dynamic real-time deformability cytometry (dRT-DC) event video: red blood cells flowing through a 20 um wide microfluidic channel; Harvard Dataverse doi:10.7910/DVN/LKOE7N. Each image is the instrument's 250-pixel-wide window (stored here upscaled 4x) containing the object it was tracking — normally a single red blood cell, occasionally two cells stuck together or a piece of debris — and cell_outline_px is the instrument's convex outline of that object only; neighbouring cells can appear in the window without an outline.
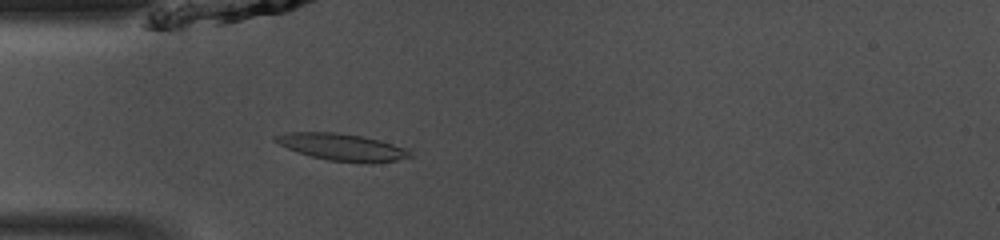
{"species": "common noctule bat (a hibernating species)", "species_latin": "Nyctalus noctula", "temperature_condition": "room temperature", "stored_images_in_passage": 47, "camera_frame_rate_fps": 3000, "um_per_image_px": 0.085, "animal": {"sex": "male", "body_mass_g": 13.0, "forearm_length_mm": 53.1}, "frame": {"image": 1, "passage_image": 13, "time_ms": 4.0, "image_size_px": [1000, 240], "cell_outline_px": [[412, 156], [396, 160], [328, 160], [312, 156], [288, 148], [272, 140], [272, 136], [288, 132], [336, 132], [360, 136], [380, 140], [408, 148], [412, 152]], "centroid_in_image_um": [29.02, 12.44], "position_along_channel_um": 56.0, "area_um2": 20.23}}
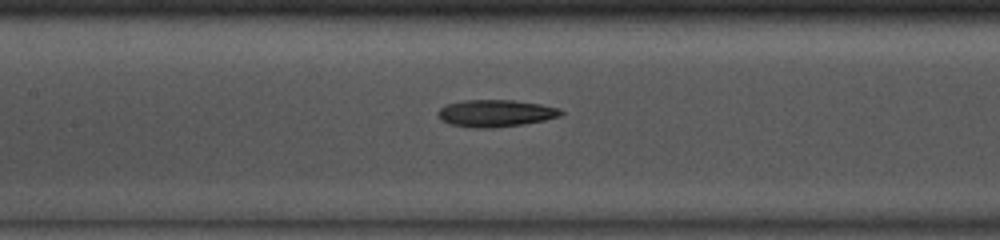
{"frame": {"image": 2, "passage_image": 21, "time_ms": 6.667, "image_size_px": [1000, 240], "cell_outline_px": [[564, 112], [560, 116], [544, 120], [520, 124], [492, 128], [476, 128], [452, 124], [440, 120], [436, 112], [440, 108], [448, 104], [464, 100], [512, 100], [540, 104], [560, 108]], "centroid_in_image_um": [42.11, 9.62], "position_along_channel_um": 165.3, "area_um2": 19.25}}
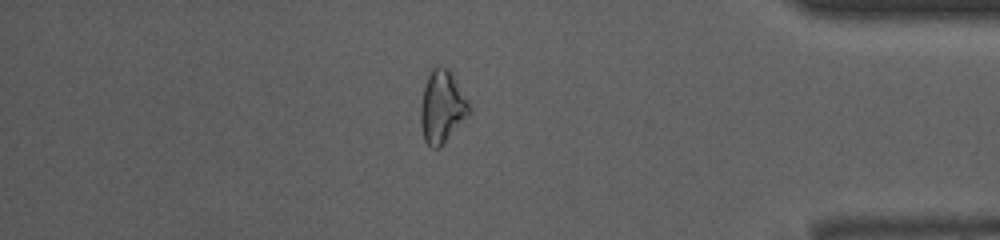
{"frame": {"image": 3, "passage_image": 40, "time_ms": 13.0, "image_size_px": [1000, 240], "cell_outline_px": [[472, 112], [444, 144], [440, 148], [432, 148], [424, 140], [420, 124], [420, 104], [424, 88], [428, 76], [432, 68], [444, 68], [452, 72], [472, 104]], "centroid_in_image_um": [37.62, 9.12], "position_along_channel_um": 397.6, "area_um2": 20.92}, "authors_computed_cell_mechanics": {"area_um2": 19.7098, "velocity_mm_per_s": 4.1703, "shape_relaxation_time_tau1_ms": 5.2828, "shape_relaxation_time_tau2_ms": 4.5934, "deformation_change_tau1": 0.1539, "deformation_change_tau2": 0.1555}}